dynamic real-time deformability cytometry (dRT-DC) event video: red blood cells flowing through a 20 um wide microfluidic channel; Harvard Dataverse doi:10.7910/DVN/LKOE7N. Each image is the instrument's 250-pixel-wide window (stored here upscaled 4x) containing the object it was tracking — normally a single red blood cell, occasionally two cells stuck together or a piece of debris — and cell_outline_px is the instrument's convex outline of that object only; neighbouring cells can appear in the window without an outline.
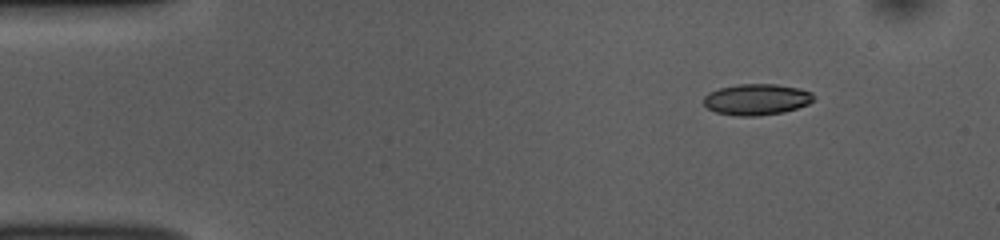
{"species": "common noctule bat (a hibernating species)", "species_latin": "Nyctalus noctula", "temperature_condition": "room temperature", "stored_images_in_passage": 47, "camera_frame_rate_fps": 3000, "um_per_image_px": 0.085, "animal": {"sex": "female", "body_mass_g": 10.0, "forearm_length_mm": 53.1}, "frame": {"image": 1, "passage_image": 1, "time_ms": 0.0, "image_size_px": [1000, 240], "cell_outline_px": [[816, 96], [808, 104], [784, 112], [760, 116], [736, 116], [716, 112], [708, 108], [704, 104], [704, 96], [708, 92], [720, 88], [740, 84], [776, 84], [800, 88], [812, 92]], "centroid_in_image_um": [64.32, 8.45], "position_along_channel_um": 20.7, "area_um2": 20.06}}
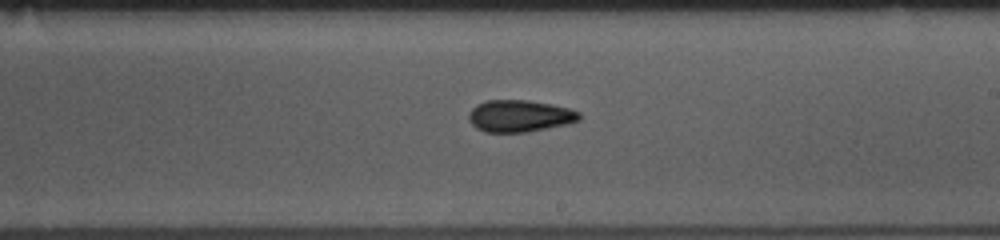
{"frame": {"image": 2, "passage_image": 25, "time_ms": 8.0, "image_size_px": [1000, 240], "cell_outline_px": [[580, 120], [568, 124], [528, 132], [484, 132], [476, 128], [468, 120], [468, 116], [472, 108], [476, 104], [484, 100], [528, 100], [552, 104], [568, 108], [580, 112]], "centroid_in_image_um": [44.16, 9.86], "position_along_channel_um": 244.8, "area_um2": 20.75}}
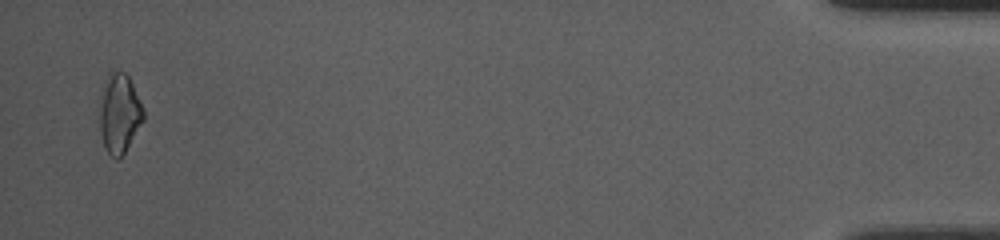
{"frame": {"image": 3, "passage_image": 46, "time_ms": 15.0, "image_size_px": [1000, 240], "cell_outline_px": [[144, 120], [124, 152], [116, 160], [104, 148], [100, 132], [100, 112], [108, 72], [112, 68], [124, 72], [128, 76], [132, 84], [144, 112]], "centroid_in_image_um": [10.15, 9.64], "position_along_channel_um": 425.0, "area_um2": 19.71}, "authors_computed_cell_mechanics": {"area_um2": 20.0566, "velocity_mm_per_s": 3.793, "shape_relaxation_time_tau1_ms": 7.5783, "shape_relaxation_time_tau2_ms": 4.6019, "deformation_change_tau1": 0.1518, "deformation_change_tau2": 0.1086}}